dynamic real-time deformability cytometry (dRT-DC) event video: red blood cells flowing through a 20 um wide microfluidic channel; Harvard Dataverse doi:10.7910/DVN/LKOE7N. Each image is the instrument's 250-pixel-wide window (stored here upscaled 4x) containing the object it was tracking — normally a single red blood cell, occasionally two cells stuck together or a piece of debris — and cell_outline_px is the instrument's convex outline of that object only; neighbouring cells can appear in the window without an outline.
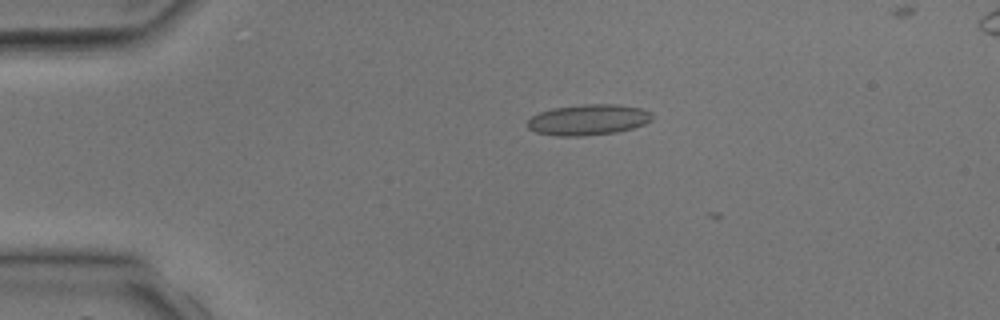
{"species": "common noctule bat (a hibernating species)", "species_latin": "Nyctalus noctula", "temperature_condition": "room temperature", "stored_images_in_passage": 3, "camera_frame_rate_fps": 3000, "um_per_image_px": 0.085, "animal": {"sex": "male", "body_mass_g": 17.9, "forearm_length_mm": 54.2}, "frame": {"image": 1, "passage_image": 1, "time_ms": 0.0, "image_size_px": [1000, 320], "cell_outline_px": [[652, 120], [644, 124], [632, 128], [616, 132], [584, 136], [556, 136], [536, 132], [528, 128], [528, 120], [532, 116], [540, 112], [552, 108], [584, 104], [616, 104], [644, 108], [652, 112]], "centroid_in_image_um": [50.02, 10.17], "position_along_channel_um": 35.0, "area_um2": 22.48}}